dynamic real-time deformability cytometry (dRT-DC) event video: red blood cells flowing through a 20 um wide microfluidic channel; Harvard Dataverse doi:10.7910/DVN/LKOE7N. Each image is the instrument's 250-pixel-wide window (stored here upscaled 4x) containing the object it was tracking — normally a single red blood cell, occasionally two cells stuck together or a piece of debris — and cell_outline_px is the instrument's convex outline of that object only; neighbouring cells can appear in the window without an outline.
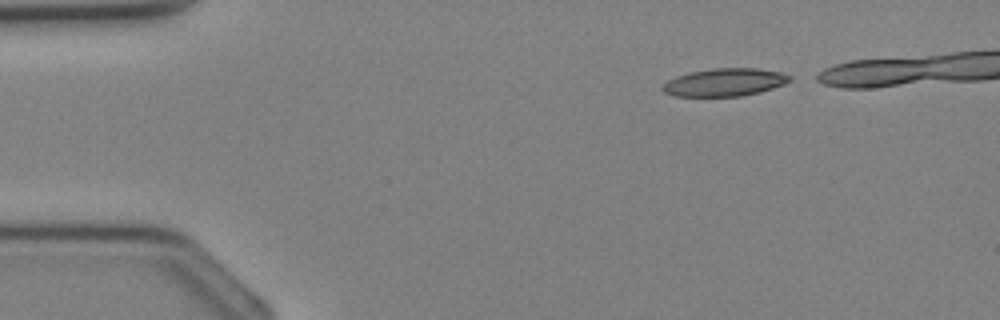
{"species": "Egyptian fruit bat (a non-hibernating species)", "species_latin": "Rousettus aegyptiacus", "temperature_condition": "cold", "stored_images_in_passage": 27, "camera_frame_rate_fps": 3000, "um_per_image_px": 0.085, "animal": {"sex": "female"}, "frame": {"image": 1, "passage_image": 1, "time_ms": 0.0, "image_size_px": [1000, 320], "cell_outline_px": [[792, 80], [784, 84], [760, 92], [740, 96], [672, 96], [664, 92], [660, 88], [668, 80], [676, 76], [688, 72], [712, 68], [756, 68], [780, 72], [792, 76]], "centroid_in_image_um": [61.58, 6.99], "position_along_channel_um": 23.4, "area_um2": 20.69}}
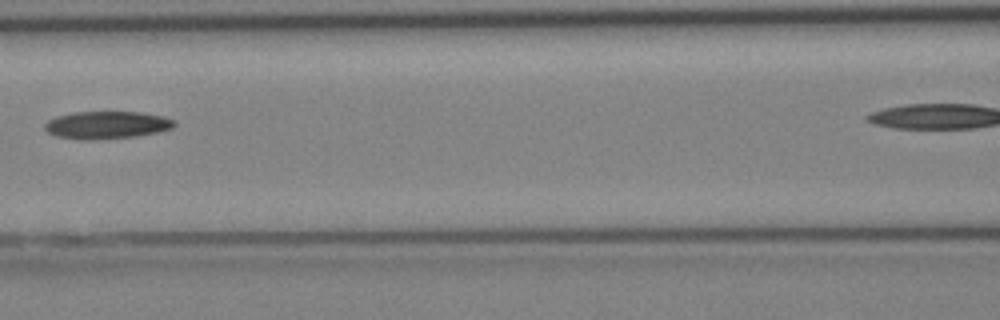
{"frame": {"image": 2, "passage_image": 12, "time_ms": 3.667, "image_size_px": [1000, 320], "cell_outline_px": [[176, 124], [172, 128], [156, 132], [136, 136], [92, 140], [80, 140], [56, 136], [48, 132], [44, 128], [44, 124], [48, 120], [56, 116], [72, 112], [140, 112], [164, 116], [176, 120]], "centroid_in_image_um": [9.06, 10.62], "position_along_channel_um": 157.5, "area_um2": 20.92}}
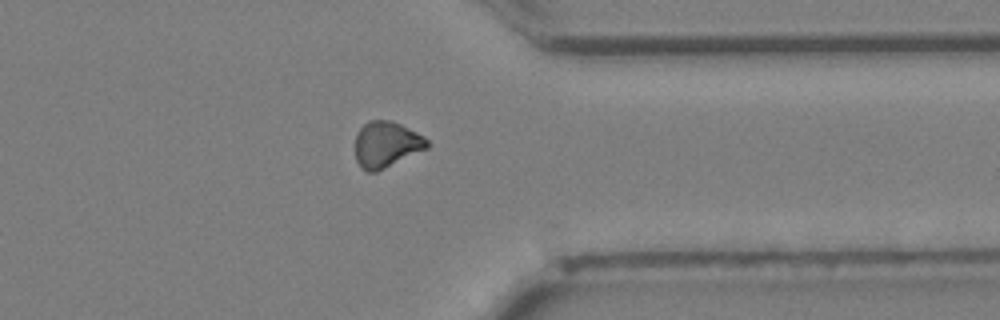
{"frame": {"image": 3, "passage_image": 24, "time_ms": 7.667, "image_size_px": [1000, 320], "cell_outline_px": [[432, 144], [428, 148], [376, 172], [368, 172], [360, 168], [356, 160], [356, 132], [368, 120], [392, 120], [424, 136]], "centroid_in_image_um": [32.84, 12.28], "position_along_channel_um": 378.6, "area_um2": 19.42}}